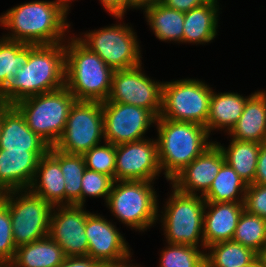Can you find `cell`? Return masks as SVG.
<instances>
[{
    "instance_id": "cell-37",
    "label": "cell",
    "mask_w": 266,
    "mask_h": 267,
    "mask_svg": "<svg viewBox=\"0 0 266 267\" xmlns=\"http://www.w3.org/2000/svg\"><path fill=\"white\" fill-rule=\"evenodd\" d=\"M244 210L266 219V186L258 184L247 185Z\"/></svg>"
},
{
    "instance_id": "cell-23",
    "label": "cell",
    "mask_w": 266,
    "mask_h": 267,
    "mask_svg": "<svg viewBox=\"0 0 266 267\" xmlns=\"http://www.w3.org/2000/svg\"><path fill=\"white\" fill-rule=\"evenodd\" d=\"M215 90L210 97L209 114L205 127L209 135L220 130L228 134L241 117L245 103L253 93L244 97L240 93H216Z\"/></svg>"
},
{
    "instance_id": "cell-46",
    "label": "cell",
    "mask_w": 266,
    "mask_h": 267,
    "mask_svg": "<svg viewBox=\"0 0 266 267\" xmlns=\"http://www.w3.org/2000/svg\"><path fill=\"white\" fill-rule=\"evenodd\" d=\"M59 1L70 11L72 1L74 2L75 0H59Z\"/></svg>"
},
{
    "instance_id": "cell-41",
    "label": "cell",
    "mask_w": 266,
    "mask_h": 267,
    "mask_svg": "<svg viewBox=\"0 0 266 267\" xmlns=\"http://www.w3.org/2000/svg\"><path fill=\"white\" fill-rule=\"evenodd\" d=\"M104 10L113 17H124V0H99Z\"/></svg>"
},
{
    "instance_id": "cell-21",
    "label": "cell",
    "mask_w": 266,
    "mask_h": 267,
    "mask_svg": "<svg viewBox=\"0 0 266 267\" xmlns=\"http://www.w3.org/2000/svg\"><path fill=\"white\" fill-rule=\"evenodd\" d=\"M238 141H266V91H255L247 99L243 113L227 134Z\"/></svg>"
},
{
    "instance_id": "cell-31",
    "label": "cell",
    "mask_w": 266,
    "mask_h": 267,
    "mask_svg": "<svg viewBox=\"0 0 266 267\" xmlns=\"http://www.w3.org/2000/svg\"><path fill=\"white\" fill-rule=\"evenodd\" d=\"M29 60V44L0 37V92Z\"/></svg>"
},
{
    "instance_id": "cell-34",
    "label": "cell",
    "mask_w": 266,
    "mask_h": 267,
    "mask_svg": "<svg viewBox=\"0 0 266 267\" xmlns=\"http://www.w3.org/2000/svg\"><path fill=\"white\" fill-rule=\"evenodd\" d=\"M82 154L86 168L112 177L115 181V145L103 141Z\"/></svg>"
},
{
    "instance_id": "cell-19",
    "label": "cell",
    "mask_w": 266,
    "mask_h": 267,
    "mask_svg": "<svg viewBox=\"0 0 266 267\" xmlns=\"http://www.w3.org/2000/svg\"><path fill=\"white\" fill-rule=\"evenodd\" d=\"M46 153L0 149V194L12 190H27L40 158Z\"/></svg>"
},
{
    "instance_id": "cell-8",
    "label": "cell",
    "mask_w": 266,
    "mask_h": 267,
    "mask_svg": "<svg viewBox=\"0 0 266 267\" xmlns=\"http://www.w3.org/2000/svg\"><path fill=\"white\" fill-rule=\"evenodd\" d=\"M117 24L82 32L76 38L91 52L96 53L113 70L129 69L142 64L141 46L132 25L115 17ZM122 22V23H121ZM83 34V35H82ZM79 36V37H78Z\"/></svg>"
},
{
    "instance_id": "cell-6",
    "label": "cell",
    "mask_w": 266,
    "mask_h": 267,
    "mask_svg": "<svg viewBox=\"0 0 266 267\" xmlns=\"http://www.w3.org/2000/svg\"><path fill=\"white\" fill-rule=\"evenodd\" d=\"M170 196L158 209L166 243L184 244L206 250L203 239L205 200L200 195H189L171 187ZM161 210V211H160Z\"/></svg>"
},
{
    "instance_id": "cell-30",
    "label": "cell",
    "mask_w": 266,
    "mask_h": 267,
    "mask_svg": "<svg viewBox=\"0 0 266 267\" xmlns=\"http://www.w3.org/2000/svg\"><path fill=\"white\" fill-rule=\"evenodd\" d=\"M206 267H242L257 253L233 240L214 243L206 248Z\"/></svg>"
},
{
    "instance_id": "cell-3",
    "label": "cell",
    "mask_w": 266,
    "mask_h": 267,
    "mask_svg": "<svg viewBox=\"0 0 266 267\" xmlns=\"http://www.w3.org/2000/svg\"><path fill=\"white\" fill-rule=\"evenodd\" d=\"M155 127L159 163L167 182L214 143L203 125L157 118Z\"/></svg>"
},
{
    "instance_id": "cell-26",
    "label": "cell",
    "mask_w": 266,
    "mask_h": 267,
    "mask_svg": "<svg viewBox=\"0 0 266 267\" xmlns=\"http://www.w3.org/2000/svg\"><path fill=\"white\" fill-rule=\"evenodd\" d=\"M149 29L160 41L183 44L184 13L166 7L160 1L144 12Z\"/></svg>"
},
{
    "instance_id": "cell-2",
    "label": "cell",
    "mask_w": 266,
    "mask_h": 267,
    "mask_svg": "<svg viewBox=\"0 0 266 267\" xmlns=\"http://www.w3.org/2000/svg\"><path fill=\"white\" fill-rule=\"evenodd\" d=\"M65 42L53 45L29 44V60L0 92V104L17 102L65 86Z\"/></svg>"
},
{
    "instance_id": "cell-5",
    "label": "cell",
    "mask_w": 266,
    "mask_h": 267,
    "mask_svg": "<svg viewBox=\"0 0 266 267\" xmlns=\"http://www.w3.org/2000/svg\"><path fill=\"white\" fill-rule=\"evenodd\" d=\"M150 181H114L105 206L131 230L145 232L156 226L159 199Z\"/></svg>"
},
{
    "instance_id": "cell-27",
    "label": "cell",
    "mask_w": 266,
    "mask_h": 267,
    "mask_svg": "<svg viewBox=\"0 0 266 267\" xmlns=\"http://www.w3.org/2000/svg\"><path fill=\"white\" fill-rule=\"evenodd\" d=\"M229 141L227 147L220 142H214L223 152L225 162L233 168L243 182L247 185L253 184L261 144L232 138Z\"/></svg>"
},
{
    "instance_id": "cell-15",
    "label": "cell",
    "mask_w": 266,
    "mask_h": 267,
    "mask_svg": "<svg viewBox=\"0 0 266 267\" xmlns=\"http://www.w3.org/2000/svg\"><path fill=\"white\" fill-rule=\"evenodd\" d=\"M115 151V181L154 182L162 173L155 138L120 144Z\"/></svg>"
},
{
    "instance_id": "cell-45",
    "label": "cell",
    "mask_w": 266,
    "mask_h": 267,
    "mask_svg": "<svg viewBox=\"0 0 266 267\" xmlns=\"http://www.w3.org/2000/svg\"><path fill=\"white\" fill-rule=\"evenodd\" d=\"M242 267H261V265H260L258 258L256 257L250 264H247Z\"/></svg>"
},
{
    "instance_id": "cell-40",
    "label": "cell",
    "mask_w": 266,
    "mask_h": 267,
    "mask_svg": "<svg viewBox=\"0 0 266 267\" xmlns=\"http://www.w3.org/2000/svg\"><path fill=\"white\" fill-rule=\"evenodd\" d=\"M166 7L186 13L204 4L202 0H159Z\"/></svg>"
},
{
    "instance_id": "cell-44",
    "label": "cell",
    "mask_w": 266,
    "mask_h": 267,
    "mask_svg": "<svg viewBox=\"0 0 266 267\" xmlns=\"http://www.w3.org/2000/svg\"><path fill=\"white\" fill-rule=\"evenodd\" d=\"M102 267H141V265H136L131 263L123 264V265H103Z\"/></svg>"
},
{
    "instance_id": "cell-1",
    "label": "cell",
    "mask_w": 266,
    "mask_h": 267,
    "mask_svg": "<svg viewBox=\"0 0 266 267\" xmlns=\"http://www.w3.org/2000/svg\"><path fill=\"white\" fill-rule=\"evenodd\" d=\"M68 12L59 0L18 4L0 15V26L9 31L2 37L36 45L65 42L72 35L69 33L72 25L67 21Z\"/></svg>"
},
{
    "instance_id": "cell-29",
    "label": "cell",
    "mask_w": 266,
    "mask_h": 267,
    "mask_svg": "<svg viewBox=\"0 0 266 267\" xmlns=\"http://www.w3.org/2000/svg\"><path fill=\"white\" fill-rule=\"evenodd\" d=\"M246 189L247 184L225 162L203 198L206 202L244 203Z\"/></svg>"
},
{
    "instance_id": "cell-35",
    "label": "cell",
    "mask_w": 266,
    "mask_h": 267,
    "mask_svg": "<svg viewBox=\"0 0 266 267\" xmlns=\"http://www.w3.org/2000/svg\"><path fill=\"white\" fill-rule=\"evenodd\" d=\"M114 179L106 174L85 169L82 179L81 206H86V198H103L106 204Z\"/></svg>"
},
{
    "instance_id": "cell-10",
    "label": "cell",
    "mask_w": 266,
    "mask_h": 267,
    "mask_svg": "<svg viewBox=\"0 0 266 267\" xmlns=\"http://www.w3.org/2000/svg\"><path fill=\"white\" fill-rule=\"evenodd\" d=\"M11 216L16 247L49 236L53 206L27 190H12L0 194Z\"/></svg>"
},
{
    "instance_id": "cell-36",
    "label": "cell",
    "mask_w": 266,
    "mask_h": 267,
    "mask_svg": "<svg viewBox=\"0 0 266 267\" xmlns=\"http://www.w3.org/2000/svg\"><path fill=\"white\" fill-rule=\"evenodd\" d=\"M16 248L9 209L0 198V267H7L13 261Z\"/></svg>"
},
{
    "instance_id": "cell-39",
    "label": "cell",
    "mask_w": 266,
    "mask_h": 267,
    "mask_svg": "<svg viewBox=\"0 0 266 267\" xmlns=\"http://www.w3.org/2000/svg\"><path fill=\"white\" fill-rule=\"evenodd\" d=\"M253 184L266 186V141L261 143Z\"/></svg>"
},
{
    "instance_id": "cell-12",
    "label": "cell",
    "mask_w": 266,
    "mask_h": 267,
    "mask_svg": "<svg viewBox=\"0 0 266 267\" xmlns=\"http://www.w3.org/2000/svg\"><path fill=\"white\" fill-rule=\"evenodd\" d=\"M139 66L114 70L109 96L104 102L130 104L149 110L156 118L162 107L164 81H156L146 75Z\"/></svg>"
},
{
    "instance_id": "cell-14",
    "label": "cell",
    "mask_w": 266,
    "mask_h": 267,
    "mask_svg": "<svg viewBox=\"0 0 266 267\" xmlns=\"http://www.w3.org/2000/svg\"><path fill=\"white\" fill-rule=\"evenodd\" d=\"M85 234L88 239V256L103 265H123L132 262L128 242L116 224L96 213H89Z\"/></svg>"
},
{
    "instance_id": "cell-16",
    "label": "cell",
    "mask_w": 266,
    "mask_h": 267,
    "mask_svg": "<svg viewBox=\"0 0 266 267\" xmlns=\"http://www.w3.org/2000/svg\"><path fill=\"white\" fill-rule=\"evenodd\" d=\"M85 209L81 205L53 207L49 236L61 246L66 257L88 255L85 225L90 212Z\"/></svg>"
},
{
    "instance_id": "cell-11",
    "label": "cell",
    "mask_w": 266,
    "mask_h": 267,
    "mask_svg": "<svg viewBox=\"0 0 266 267\" xmlns=\"http://www.w3.org/2000/svg\"><path fill=\"white\" fill-rule=\"evenodd\" d=\"M103 111L100 101H75L64 132L54 147L69 154H83L103 143Z\"/></svg>"
},
{
    "instance_id": "cell-18",
    "label": "cell",
    "mask_w": 266,
    "mask_h": 267,
    "mask_svg": "<svg viewBox=\"0 0 266 267\" xmlns=\"http://www.w3.org/2000/svg\"><path fill=\"white\" fill-rule=\"evenodd\" d=\"M0 149L8 151L48 152L50 146L35 134L14 105L0 104Z\"/></svg>"
},
{
    "instance_id": "cell-32",
    "label": "cell",
    "mask_w": 266,
    "mask_h": 267,
    "mask_svg": "<svg viewBox=\"0 0 266 267\" xmlns=\"http://www.w3.org/2000/svg\"><path fill=\"white\" fill-rule=\"evenodd\" d=\"M232 240L258 253L266 244V219L244 210Z\"/></svg>"
},
{
    "instance_id": "cell-22",
    "label": "cell",
    "mask_w": 266,
    "mask_h": 267,
    "mask_svg": "<svg viewBox=\"0 0 266 267\" xmlns=\"http://www.w3.org/2000/svg\"><path fill=\"white\" fill-rule=\"evenodd\" d=\"M28 190L53 207L65 205V179L59 162L49 152L40 158Z\"/></svg>"
},
{
    "instance_id": "cell-4",
    "label": "cell",
    "mask_w": 266,
    "mask_h": 267,
    "mask_svg": "<svg viewBox=\"0 0 266 267\" xmlns=\"http://www.w3.org/2000/svg\"><path fill=\"white\" fill-rule=\"evenodd\" d=\"M72 36L65 41V86L76 101H106L114 70L85 47L75 33Z\"/></svg>"
},
{
    "instance_id": "cell-17",
    "label": "cell",
    "mask_w": 266,
    "mask_h": 267,
    "mask_svg": "<svg viewBox=\"0 0 266 267\" xmlns=\"http://www.w3.org/2000/svg\"><path fill=\"white\" fill-rule=\"evenodd\" d=\"M224 163L223 152L214 142L177 174L169 185L184 194L204 196Z\"/></svg>"
},
{
    "instance_id": "cell-25",
    "label": "cell",
    "mask_w": 266,
    "mask_h": 267,
    "mask_svg": "<svg viewBox=\"0 0 266 267\" xmlns=\"http://www.w3.org/2000/svg\"><path fill=\"white\" fill-rule=\"evenodd\" d=\"M66 258L61 246L50 236L16 248L7 267H57Z\"/></svg>"
},
{
    "instance_id": "cell-9",
    "label": "cell",
    "mask_w": 266,
    "mask_h": 267,
    "mask_svg": "<svg viewBox=\"0 0 266 267\" xmlns=\"http://www.w3.org/2000/svg\"><path fill=\"white\" fill-rule=\"evenodd\" d=\"M213 88L196 78L164 81L158 118L206 126Z\"/></svg>"
},
{
    "instance_id": "cell-33",
    "label": "cell",
    "mask_w": 266,
    "mask_h": 267,
    "mask_svg": "<svg viewBox=\"0 0 266 267\" xmlns=\"http://www.w3.org/2000/svg\"><path fill=\"white\" fill-rule=\"evenodd\" d=\"M204 251L196 246L167 243L160 252L159 267H206Z\"/></svg>"
},
{
    "instance_id": "cell-42",
    "label": "cell",
    "mask_w": 266,
    "mask_h": 267,
    "mask_svg": "<svg viewBox=\"0 0 266 267\" xmlns=\"http://www.w3.org/2000/svg\"><path fill=\"white\" fill-rule=\"evenodd\" d=\"M159 0H124V16L127 10L139 9L145 12L148 8L154 5Z\"/></svg>"
},
{
    "instance_id": "cell-13",
    "label": "cell",
    "mask_w": 266,
    "mask_h": 267,
    "mask_svg": "<svg viewBox=\"0 0 266 267\" xmlns=\"http://www.w3.org/2000/svg\"><path fill=\"white\" fill-rule=\"evenodd\" d=\"M102 111L104 139L115 146L146 139L157 119L149 110L130 104L102 102Z\"/></svg>"
},
{
    "instance_id": "cell-20",
    "label": "cell",
    "mask_w": 266,
    "mask_h": 267,
    "mask_svg": "<svg viewBox=\"0 0 266 267\" xmlns=\"http://www.w3.org/2000/svg\"><path fill=\"white\" fill-rule=\"evenodd\" d=\"M244 203L205 202L203 239L205 248L233 239Z\"/></svg>"
},
{
    "instance_id": "cell-24",
    "label": "cell",
    "mask_w": 266,
    "mask_h": 267,
    "mask_svg": "<svg viewBox=\"0 0 266 267\" xmlns=\"http://www.w3.org/2000/svg\"><path fill=\"white\" fill-rule=\"evenodd\" d=\"M219 3H204L184 13L183 43L205 45L218 35Z\"/></svg>"
},
{
    "instance_id": "cell-28",
    "label": "cell",
    "mask_w": 266,
    "mask_h": 267,
    "mask_svg": "<svg viewBox=\"0 0 266 267\" xmlns=\"http://www.w3.org/2000/svg\"><path fill=\"white\" fill-rule=\"evenodd\" d=\"M48 152L59 162L65 179V205H81V186L86 169L82 154L65 153L54 146Z\"/></svg>"
},
{
    "instance_id": "cell-38",
    "label": "cell",
    "mask_w": 266,
    "mask_h": 267,
    "mask_svg": "<svg viewBox=\"0 0 266 267\" xmlns=\"http://www.w3.org/2000/svg\"><path fill=\"white\" fill-rule=\"evenodd\" d=\"M103 264L91 257L87 256H71L66 257L64 261L57 267H102Z\"/></svg>"
},
{
    "instance_id": "cell-47",
    "label": "cell",
    "mask_w": 266,
    "mask_h": 267,
    "mask_svg": "<svg viewBox=\"0 0 266 267\" xmlns=\"http://www.w3.org/2000/svg\"><path fill=\"white\" fill-rule=\"evenodd\" d=\"M204 3H219L218 0H202Z\"/></svg>"
},
{
    "instance_id": "cell-7",
    "label": "cell",
    "mask_w": 266,
    "mask_h": 267,
    "mask_svg": "<svg viewBox=\"0 0 266 267\" xmlns=\"http://www.w3.org/2000/svg\"><path fill=\"white\" fill-rule=\"evenodd\" d=\"M75 96L66 86L28 97L14 106L24 116L27 126L50 147L62 136Z\"/></svg>"
},
{
    "instance_id": "cell-43",
    "label": "cell",
    "mask_w": 266,
    "mask_h": 267,
    "mask_svg": "<svg viewBox=\"0 0 266 267\" xmlns=\"http://www.w3.org/2000/svg\"><path fill=\"white\" fill-rule=\"evenodd\" d=\"M261 267H266V244L257 253Z\"/></svg>"
}]
</instances>
